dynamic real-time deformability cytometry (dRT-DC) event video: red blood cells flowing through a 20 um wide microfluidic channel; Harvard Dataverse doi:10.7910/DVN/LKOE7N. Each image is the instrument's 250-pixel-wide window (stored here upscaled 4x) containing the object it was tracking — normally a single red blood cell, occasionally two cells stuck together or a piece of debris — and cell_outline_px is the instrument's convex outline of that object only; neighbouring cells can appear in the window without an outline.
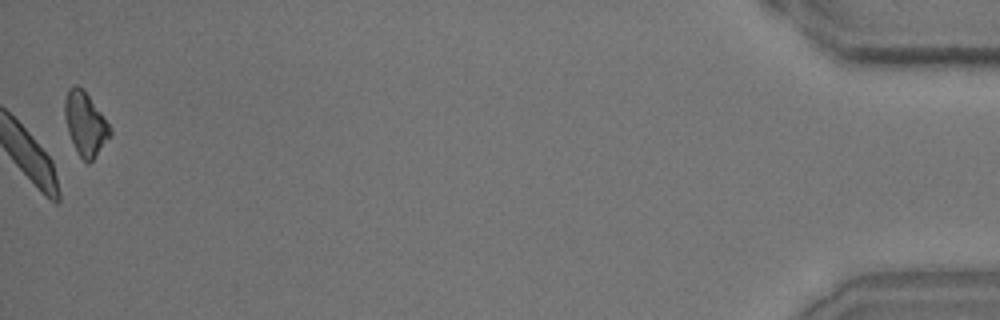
{"species": "common noctule bat (a hibernating species)", "species_latin": "Nyctalus noctula", "temperature_condition": "room temperature", "stored_images_in_passage": 39, "camera_frame_rate_fps": 3000, "um_per_image_px": 0.085, "animal": {"sex": "male", "body_mass_g": 15.6}, "frame": {"image": 1, "passage_image": 39, "time_ms": 12.667, "image_size_px": [1000, 320], "cell_outline_px": [[112, 132], [92, 160], [88, 164], [80, 156], [68, 132], [64, 116], [64, 100], [68, 88], [72, 84], [76, 84], [84, 88], [112, 128]], "centroid_in_image_um": [7.23, 10.44], "position_along_channel_um": 428.0, "area_um2": 16.65}}